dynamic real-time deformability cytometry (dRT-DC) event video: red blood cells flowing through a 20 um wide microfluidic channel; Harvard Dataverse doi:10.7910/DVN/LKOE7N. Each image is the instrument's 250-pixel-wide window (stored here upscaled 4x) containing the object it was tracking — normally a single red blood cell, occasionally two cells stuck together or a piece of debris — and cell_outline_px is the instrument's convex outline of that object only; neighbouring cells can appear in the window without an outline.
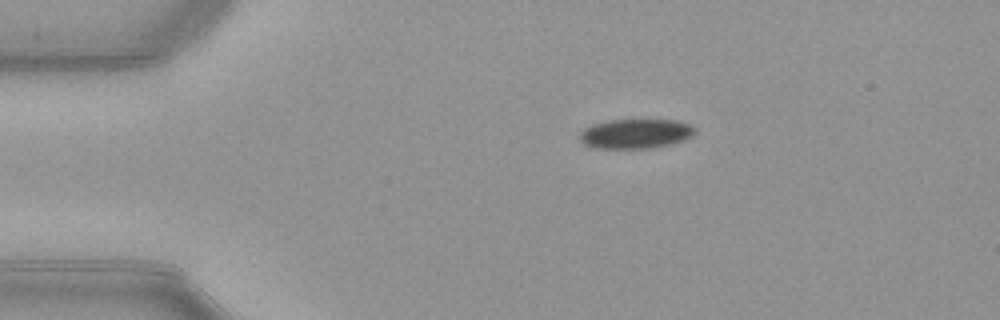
{"species": "common noctule bat (a hibernating species)", "species_latin": "Nyctalus noctula", "temperature_condition": "warm", "stored_images_in_passage": 43, "camera_frame_rate_fps": 3000, "um_per_image_px": 0.085, "animal": {"sex": "female", "body_mass_g": 21.9}, "frame": {"image": 1, "passage_image": 1, "time_ms": 0.0, "image_size_px": [1000, 320], "cell_outline_px": [[696, 132], [680, 140], [668, 144], [648, 148], [596, 148], [584, 144], [580, 140], [580, 132], [584, 128], [592, 124], [608, 120], [676, 120], [692, 124], [696, 128]], "centroid_in_image_um": [53.99, 11.35], "position_along_channel_um": 31.0, "area_um2": 19.65}}
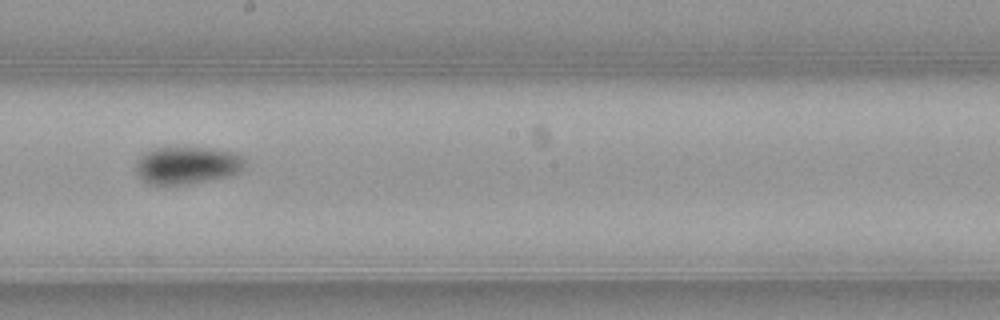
{"frame": {"image": 2, "passage_image": 20, "time_ms": 6.333, "image_size_px": [1000, 320], "cell_outline_px": [[244, 168], [240, 172], [228, 176], [184, 184], [148, 184], [136, 172], [136, 164], [140, 156], [144, 152], [156, 148], [212, 148], [236, 152], [244, 160]], "centroid_in_image_um": [15.91, 14.03], "position_along_channel_um": 232.3, "area_um2": 23.52}}
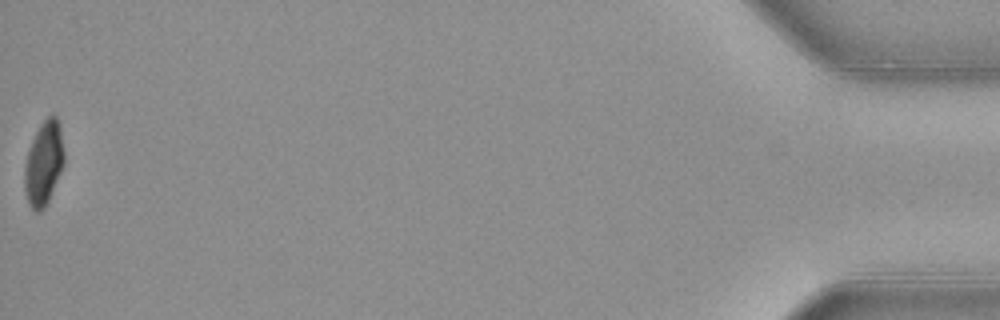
{"frame": {"image": 3, "passage_image": 43, "time_ms": 14.0, "image_size_px": [1000, 320], "cell_outline_px": [[64, 164], [48, 200], [44, 208], [40, 212], [36, 212], [28, 204], [24, 192], [24, 168], [28, 152], [32, 140], [40, 124], [52, 112], [56, 116], [60, 124], [64, 152]], "centroid_in_image_um": [3.71, 13.86], "position_along_channel_um": 431.5, "area_um2": 19.42}, "authors_computed_cell_mechanics": {"area_um2": 21.7906, "velocity_mm_per_s": 3.9737, "shape_relaxation_time_tau1_ms": 3.5094, "shape_relaxation_time_tau2_ms": 6.8905, "deformation_change_tau1": 0.1232, "deformation_change_tau2": 0.0771}}